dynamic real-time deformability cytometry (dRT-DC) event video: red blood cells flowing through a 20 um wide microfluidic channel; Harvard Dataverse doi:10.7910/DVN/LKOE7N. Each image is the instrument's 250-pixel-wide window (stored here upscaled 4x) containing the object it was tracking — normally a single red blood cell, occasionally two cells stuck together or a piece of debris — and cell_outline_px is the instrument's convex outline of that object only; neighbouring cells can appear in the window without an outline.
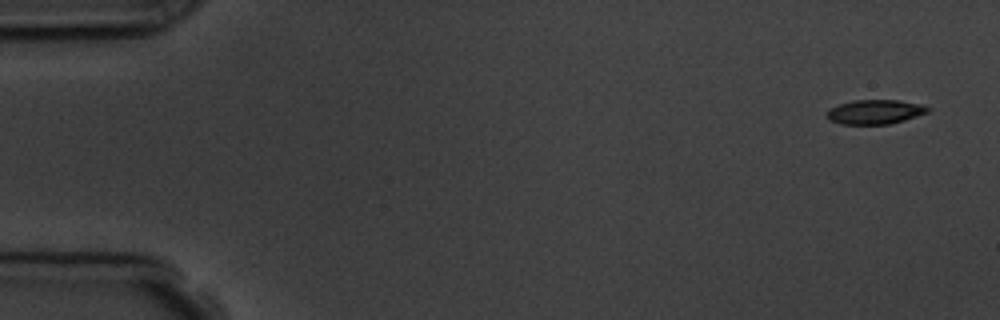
{"species": "common noctule bat (a hibernating species)", "species_latin": "Nyctalus noctula", "temperature_condition": "room temperature", "stored_images_in_passage": 6, "camera_frame_rate_fps": 3000, "um_per_image_px": 0.085, "animal": {"sex": "male", "body_mass_g": 19.5, "forearm_length_mm": 54.6}, "frame": {"image": 1, "passage_image": 1, "time_ms": 0.0, "image_size_px": [1000, 320], "cell_outline_px": [[932, 108], [928, 112], [904, 120], [888, 124], [840, 124], [828, 120], [824, 116], [824, 112], [828, 108], [852, 100], [896, 100], [920, 104]], "centroid_in_image_um": [74.29, 9.51], "position_along_channel_um": 10.7, "area_um2": 14.51}}
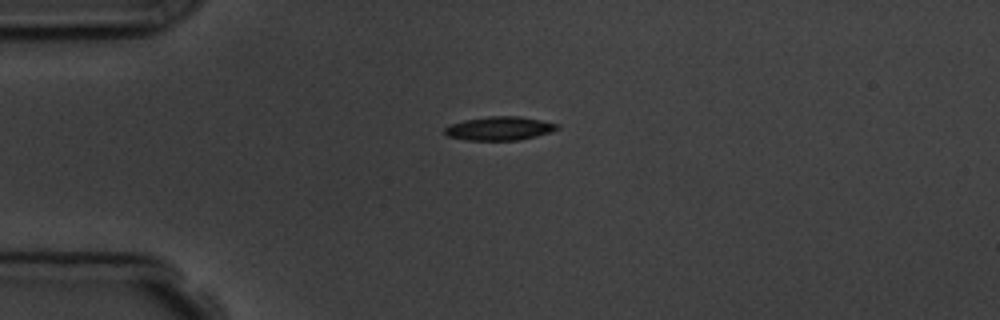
{"frame": {"image": 2, "passage_image": 4, "time_ms": 3.667, "image_size_px": [1000, 320], "cell_outline_px": [[560, 128], [552, 132], [520, 140], [468, 140], [448, 136], [444, 132], [444, 128], [448, 124], [464, 120], [488, 116], [520, 116], [560, 124]], "centroid_in_image_um": [42.47, 10.91], "position_along_channel_um": 42.5, "area_um2": 15.66}}